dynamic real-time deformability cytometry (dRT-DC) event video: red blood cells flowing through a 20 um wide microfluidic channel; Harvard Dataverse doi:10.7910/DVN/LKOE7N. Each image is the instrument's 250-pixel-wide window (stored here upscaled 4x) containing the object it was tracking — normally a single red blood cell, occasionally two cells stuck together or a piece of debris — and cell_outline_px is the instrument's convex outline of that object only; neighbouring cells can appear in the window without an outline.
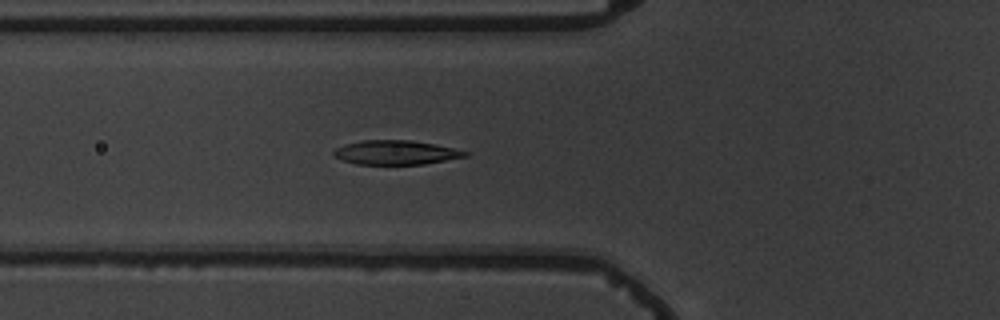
{"species": "common noctule bat (a hibernating species)", "species_latin": "Nyctalus noctula", "temperature_condition": "warm", "stored_images_in_passage": 6, "camera_frame_rate_fps": 3000, "um_per_image_px": 0.085, "animal": {"sex": "male", "body_mass_g": 19.5, "forearm_length_mm": 54.6}, "frame": {"image": 1, "passage_image": 6, "time_ms": 6.333, "image_size_px": [1000, 320], "cell_outline_px": [[472, 152], [468, 156], [424, 164], [356, 164], [344, 160], [336, 156], [332, 152], [336, 148], [344, 144], [364, 140], [412, 140], [436, 144]], "centroid_in_image_um": [33.7, 12.95], "position_along_channel_um": 92.1, "area_um2": 18.55}}